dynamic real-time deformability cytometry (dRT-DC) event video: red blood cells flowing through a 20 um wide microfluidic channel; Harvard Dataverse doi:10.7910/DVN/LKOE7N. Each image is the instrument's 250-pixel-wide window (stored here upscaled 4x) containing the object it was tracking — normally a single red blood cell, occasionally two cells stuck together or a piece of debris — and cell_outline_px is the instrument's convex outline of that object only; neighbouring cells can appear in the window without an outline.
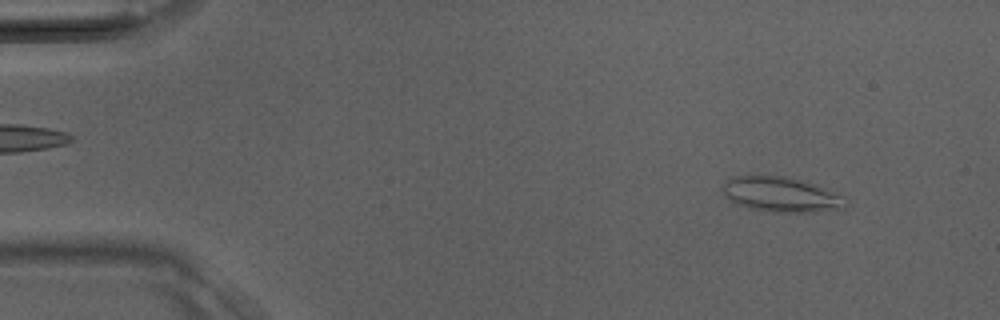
{"species": "Egyptian fruit bat (a non-hibernating species)", "species_latin": "Rousettus aegyptiacus", "temperature_condition": "room temperature", "stored_images_in_passage": 38, "camera_frame_rate_fps": 3000, "um_per_image_px": 0.085, "animal": {"sex": "male"}, "frame": {"image": 1, "passage_image": 3, "time_ms": 0.667, "image_size_px": [1000, 320], "cell_outline_px": [[848, 204], [844, 208], [816, 212], [776, 212], [752, 208], [732, 200], [724, 192], [724, 184], [728, 176], [784, 176], [816, 184], [844, 196]], "centroid_in_image_um": [66.48, 16.52], "position_along_channel_um": 18.5, "area_um2": 24.68}}
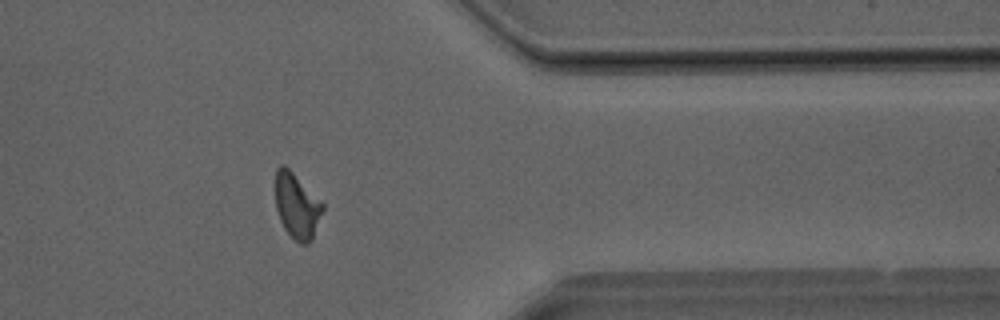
{"frame": {"image": 2, "passage_image": 31, "time_ms": 10.0, "image_size_px": [1000, 320], "cell_outline_px": [[324, 208], [312, 240], [308, 244], [300, 244], [284, 228], [280, 220], [276, 208], [276, 168], [280, 164], [284, 164], [324, 204]], "centroid_in_image_um": [25.23, 17.51], "position_along_channel_um": 386.2, "area_um2": 17.74}}
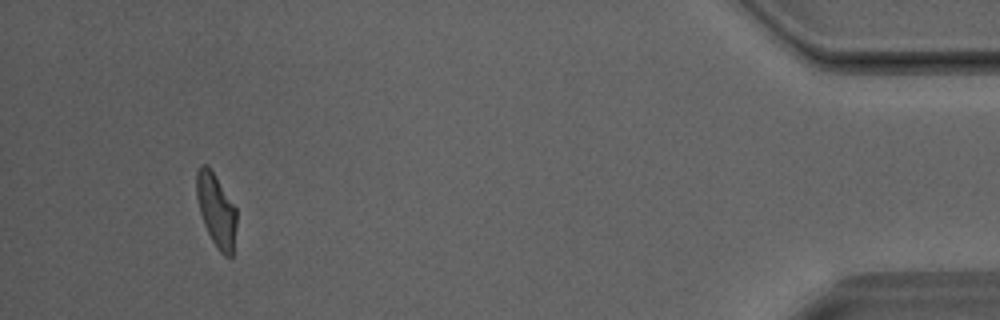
{"frame": {"image": 3, "passage_image": 36, "time_ms": 11.667, "image_size_px": [1000, 320], "cell_outline_px": [[236, 224], [232, 260], [224, 256], [216, 248], [204, 224], [200, 212], [196, 196], [196, 172], [200, 164], [208, 164], [236, 208]], "centroid_in_image_um": [18.38, 17.88], "position_along_channel_um": 416.8, "area_um2": 17.17}}